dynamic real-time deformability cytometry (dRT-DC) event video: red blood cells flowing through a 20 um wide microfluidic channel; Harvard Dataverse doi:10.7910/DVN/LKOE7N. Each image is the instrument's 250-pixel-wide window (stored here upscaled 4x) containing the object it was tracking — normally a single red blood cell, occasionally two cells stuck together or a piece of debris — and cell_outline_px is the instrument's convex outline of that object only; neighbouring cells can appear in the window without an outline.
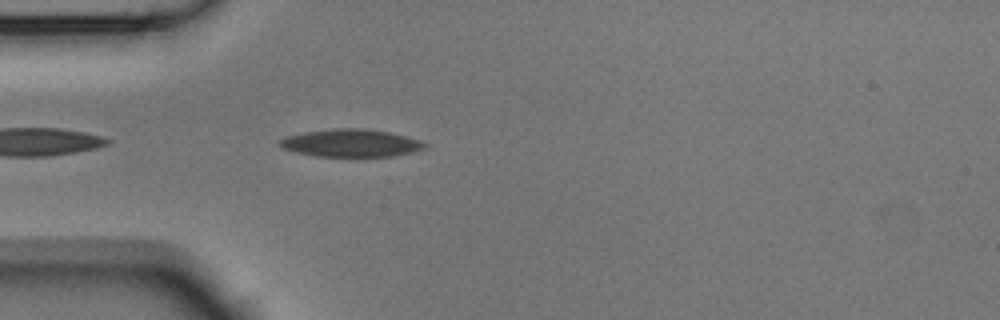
{"species": "Egyptian fruit bat (a non-hibernating species)", "species_latin": "Rousettus aegyptiacus", "temperature_condition": "room temperature", "stored_images_in_passage": 22, "camera_frame_rate_fps": 3000, "um_per_image_px": 0.085, "animal": {"sex": "male"}, "frame": {"image": 1, "passage_image": 2, "time_ms": 0.333, "image_size_px": [1000, 320], "cell_outline_px": [[428, 148], [412, 152], [392, 156], [316, 156], [296, 152], [284, 148], [280, 144], [280, 140], [288, 136], [304, 132], [336, 128], [364, 128], [392, 132], [408, 136], [420, 140], [428, 144]], "centroid_in_image_um": [29.92, 12.15], "position_along_channel_um": 55.1, "area_um2": 23.35}}
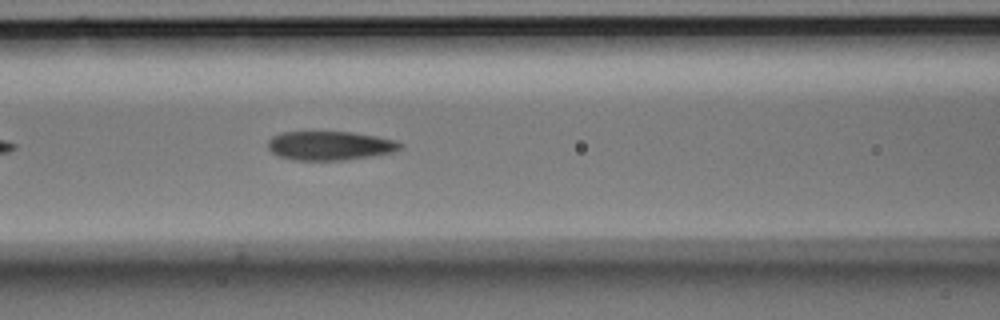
{"frame": {"image": 2, "passage_image": 9, "time_ms": 2.667, "image_size_px": [1000, 320], "cell_outline_px": [[404, 148], [392, 152], [372, 156], [344, 160], [296, 160], [280, 156], [272, 152], [268, 148], [268, 140], [272, 136], [280, 132], [352, 132], [376, 136], [396, 140], [404, 144]], "centroid_in_image_um": [28.08, 12.37], "position_along_channel_um": 138.5, "area_um2": 22.43}}
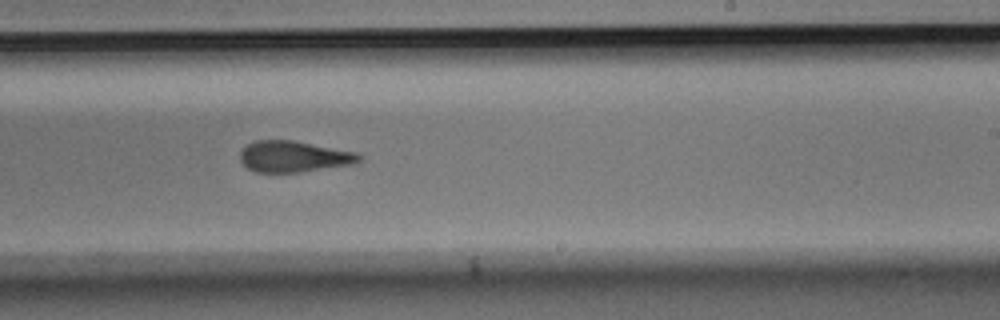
{"frame": {"image": 3, "passage_image": 19, "time_ms": 6.0, "image_size_px": [1000, 320], "cell_outline_px": [[364, 156], [356, 164], [300, 172], [256, 172], [248, 168], [240, 160], [240, 152], [248, 144], [256, 140], [292, 140], [356, 152]], "centroid_in_image_um": [25.0, 13.31], "position_along_channel_um": 264.0, "area_um2": 21.62}}